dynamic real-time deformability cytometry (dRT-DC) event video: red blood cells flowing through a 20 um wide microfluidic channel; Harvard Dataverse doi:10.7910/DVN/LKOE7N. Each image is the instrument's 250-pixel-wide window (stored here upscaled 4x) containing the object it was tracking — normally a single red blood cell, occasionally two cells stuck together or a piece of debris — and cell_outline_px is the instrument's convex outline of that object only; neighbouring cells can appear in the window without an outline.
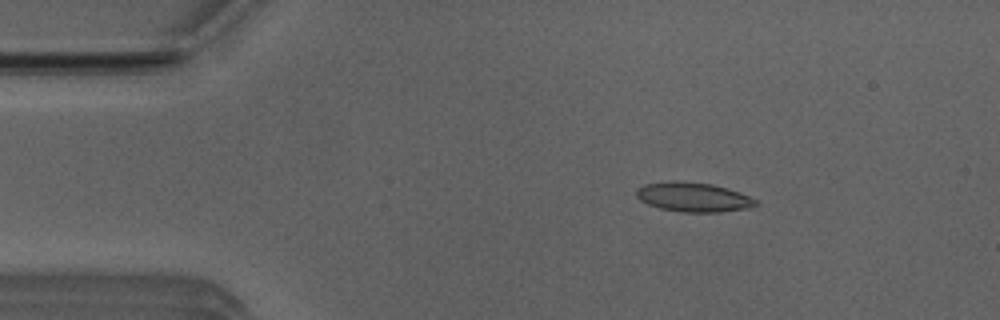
{"species": "Egyptian fruit bat (a non-hibernating species)", "species_latin": "Rousettus aegyptiacus", "temperature_condition": "room temperature", "stored_images_in_passage": 46, "camera_frame_rate_fps": 3000, "um_per_image_px": 0.085, "animal": {"sex": "male"}, "frame": {"image": 1, "passage_image": 3, "time_ms": 0.667, "image_size_px": [1000, 320], "cell_outline_px": [[760, 204], [748, 208], [720, 212], [680, 212], [660, 208], [648, 204], [640, 200], [636, 196], [636, 188], [644, 184], [672, 180], [680, 180], [712, 184], [740, 192], [756, 200]], "centroid_in_image_um": [58.91, 16.74], "position_along_channel_um": 26.1, "area_um2": 20.63}}
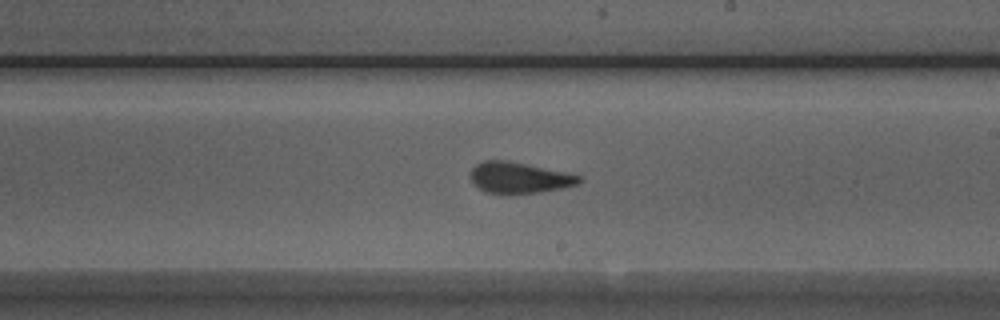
{"frame": {"image": 2, "passage_image": 24, "time_ms": 7.667, "image_size_px": [1000, 320], "cell_outline_px": [[580, 184], [540, 192], [484, 192], [472, 180], [472, 168], [476, 164], [484, 160], [508, 160], [564, 172], [580, 176]], "centroid_in_image_um": [44.13, 15.08], "position_along_channel_um": 244.9, "area_um2": 18.96}}
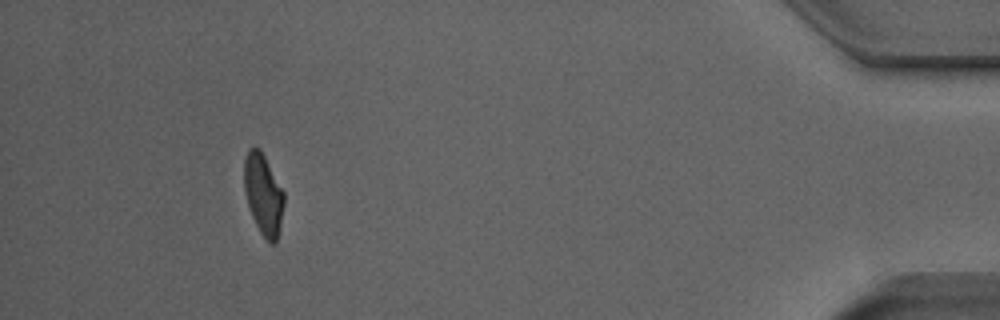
{"frame": {"image": 3, "passage_image": 42, "time_ms": 13.667, "image_size_px": [1000, 320], "cell_outline_px": [[284, 204], [276, 244], [272, 244], [260, 232], [252, 216], [248, 204], [244, 188], [244, 160], [248, 148], [252, 144], [260, 148], [284, 192]], "centroid_in_image_um": [22.37, 16.46], "position_along_channel_um": 412.8, "area_um2": 18.73}, "authors_computed_cell_mechanics": {"area_um2": 19.7098, "velocity_mm_per_s": 3.9541, "shape_relaxation_time_tau1_ms": 4.9851, "shape_relaxation_time_tau2_ms": 1.5396, "deformation_change_tau1": 0.1908, "deformation_change_tau2": 0.0958}}